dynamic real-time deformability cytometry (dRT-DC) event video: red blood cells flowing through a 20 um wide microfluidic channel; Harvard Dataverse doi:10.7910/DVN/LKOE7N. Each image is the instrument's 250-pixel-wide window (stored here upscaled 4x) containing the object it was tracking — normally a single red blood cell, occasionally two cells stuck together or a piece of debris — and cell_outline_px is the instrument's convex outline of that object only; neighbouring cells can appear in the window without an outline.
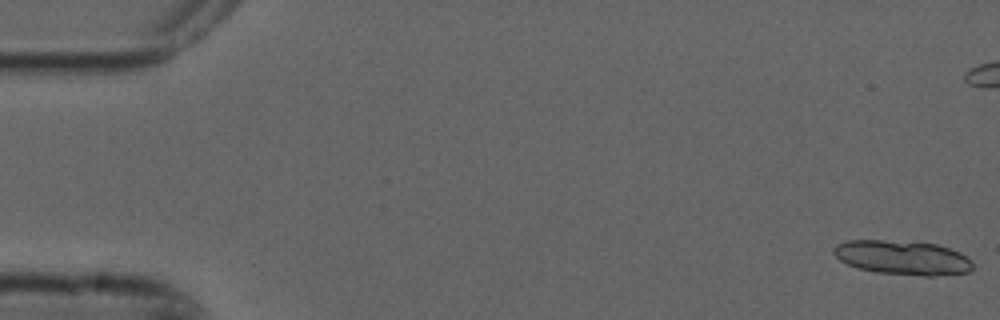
{"species": "common noctule bat (a hibernating species)", "species_latin": "Nyctalus noctula", "temperature_condition": "cold", "stored_images_in_passage": 11, "segment_of_instrument_passage": [1, 2], "camera_frame_rate_fps": 3000, "um_per_image_px": 0.085, "animal": {"sex": "male", "forearm_length_mm": 52.5}, "frame": {"image": 1, "passage_image": 1, "time_ms": 0.0, "image_size_px": [1000, 320], "cell_outline_px": [[972, 268], [968, 272], [932, 276], [924, 276], [876, 272], [860, 268], [848, 264], [840, 260], [832, 252], [832, 248], [836, 244], [848, 240], [884, 240], [936, 244], [960, 252], [972, 260]], "centroid_in_image_um": [76.7, 21.89], "position_along_channel_um": 8.3, "area_um2": 27.63}}